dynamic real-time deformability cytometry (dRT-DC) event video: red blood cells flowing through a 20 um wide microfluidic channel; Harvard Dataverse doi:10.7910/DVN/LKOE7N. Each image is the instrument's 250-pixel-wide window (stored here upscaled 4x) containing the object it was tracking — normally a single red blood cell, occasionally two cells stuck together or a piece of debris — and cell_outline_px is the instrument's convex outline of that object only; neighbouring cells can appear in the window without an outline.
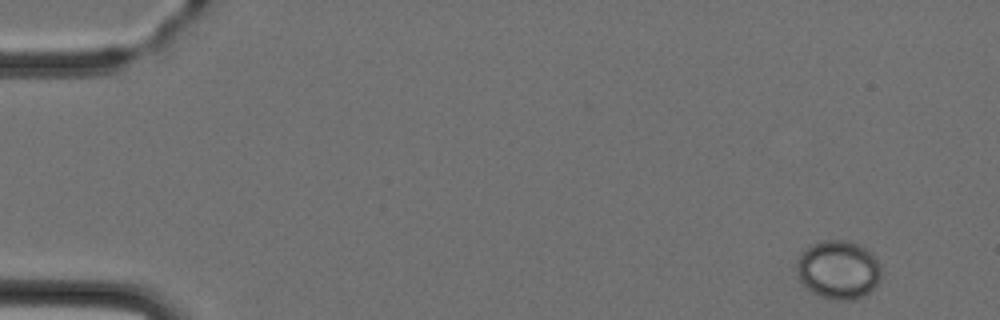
{"species": "Egyptian fruit bat (a non-hibernating species)", "species_latin": "Rousettus aegyptiacus", "temperature_condition": "cold", "stored_images_in_passage": 3, "camera_frame_rate_fps": 3000, "um_per_image_px": 0.085, "animal": {"sex": "female"}, "frame": {"image": 1, "passage_image": 1, "time_ms": 0.0, "image_size_px": [1000, 320], "cell_outline_px": [[880, 280], [868, 292], [852, 300], [836, 300], [820, 296], [808, 288], [800, 280], [796, 268], [800, 256], [812, 244], [824, 240], [848, 240], [860, 244], [868, 248], [872, 252], [880, 264]], "centroid_in_image_um": [71.3, 22.9], "position_along_channel_um": 13.7, "area_um2": 28.61}}
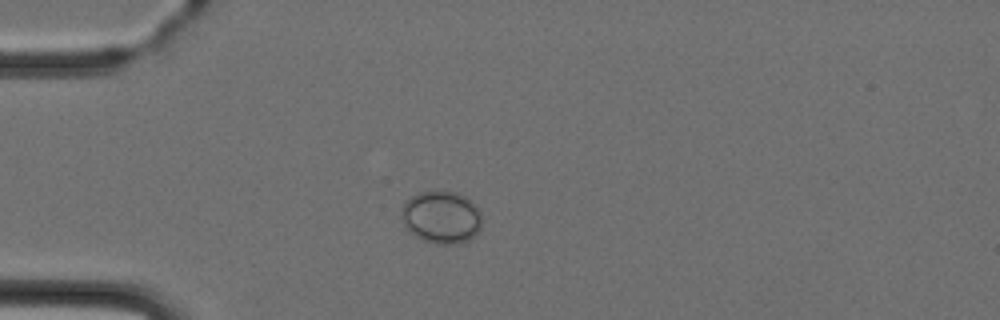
{"frame": {"image": 2, "passage_image": 3, "time_ms": 3.333, "image_size_px": [1000, 320], "cell_outline_px": [[480, 228], [468, 240], [456, 244], [436, 244], [424, 240], [408, 232], [404, 224], [400, 208], [404, 200], [420, 192], [456, 192], [464, 196], [480, 208]], "centroid_in_image_um": [37.48, 18.46], "position_along_channel_um": 47.5, "area_um2": 24.57}}